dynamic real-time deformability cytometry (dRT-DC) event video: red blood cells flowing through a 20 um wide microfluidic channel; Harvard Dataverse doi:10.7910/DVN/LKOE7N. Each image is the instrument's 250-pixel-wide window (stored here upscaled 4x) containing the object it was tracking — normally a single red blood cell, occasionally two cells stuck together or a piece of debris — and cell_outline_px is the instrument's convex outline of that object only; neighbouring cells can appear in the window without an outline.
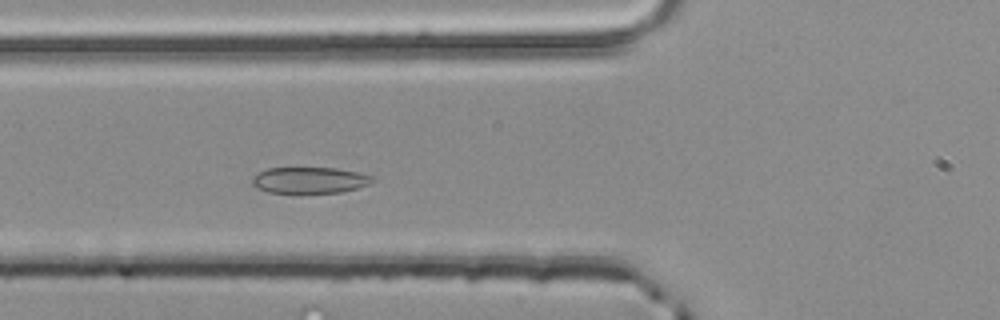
{"species": "common noctule bat (a hibernating species)", "species_latin": "Nyctalus noctula", "temperature_condition": "room temperature", "stored_images_in_passage": 38, "camera_frame_rate_fps": 3000, "um_per_image_px": 0.085, "animal": {"sex": "male", "body_mass_g": 20.4}, "frame": {"image": 1, "passage_image": 9, "time_ms": 2.667, "image_size_px": [1000, 320], "cell_outline_px": [[376, 180], [368, 184], [356, 188], [340, 192], [300, 196], [292, 196], [268, 192], [256, 188], [252, 184], [252, 176], [268, 168], [336, 168], [376, 176]], "centroid_in_image_um": [26.28, 15.37], "position_along_channel_um": 99.5, "area_um2": 19.36}}
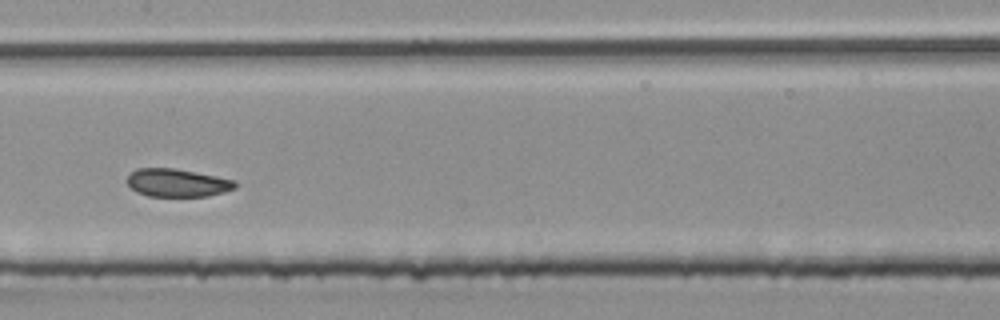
{"frame": {"image": 2, "passage_image": 16, "time_ms": 5.0, "image_size_px": [1000, 320], "cell_outline_px": [[236, 188], [224, 192], [208, 196], [148, 196], [136, 192], [128, 184], [128, 176], [136, 168], [172, 168], [196, 172], [236, 180]], "centroid_in_image_um": [15.08, 15.54], "position_along_channel_um": 192.3, "area_um2": 17.57}}
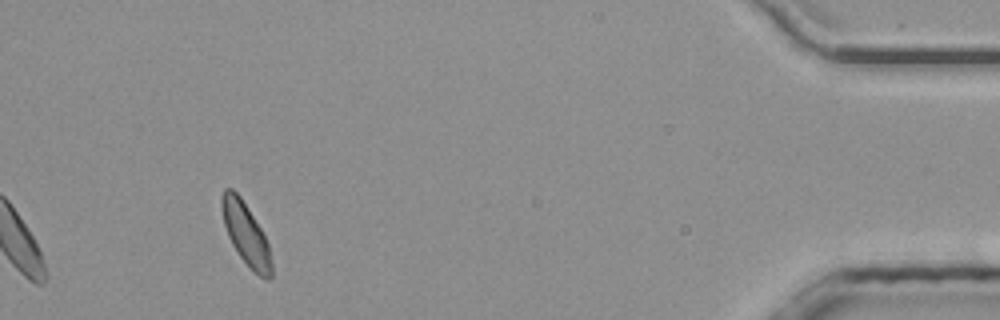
{"frame": {"image": 3, "passage_image": 38, "time_ms": 12.333, "image_size_px": [1000, 320], "cell_outline_px": [[272, 276], [268, 280], [264, 280], [240, 256], [232, 244], [228, 236], [224, 224], [220, 208], [220, 196], [224, 188], [232, 188], [240, 196], [260, 228], [268, 244], [272, 260]], "centroid_in_image_um": [20.87, 19.85], "position_along_channel_um": 414.3, "area_um2": 17.8}, "authors_computed_cell_mechanics": {"area_um2": 18.6405, "velocity_mm_per_s": 3.968, "shape_relaxation_time_tau1_ms": 4.8279, "shape_relaxation_time_tau2_ms": 1.0791, "deformation_change_tau1": 0.1143, "deformation_change_tau2": 0.0604}}